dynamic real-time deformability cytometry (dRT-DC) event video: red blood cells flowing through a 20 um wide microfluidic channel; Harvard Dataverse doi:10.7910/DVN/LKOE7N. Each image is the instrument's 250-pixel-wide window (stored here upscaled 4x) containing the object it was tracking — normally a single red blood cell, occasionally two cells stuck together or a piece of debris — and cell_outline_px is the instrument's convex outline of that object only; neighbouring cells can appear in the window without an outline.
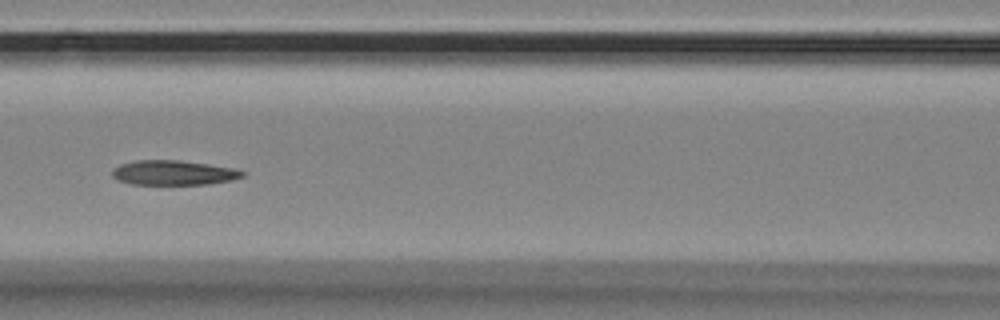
{"species": "Egyptian fruit bat (a non-hibernating species)", "species_latin": "Rousettus aegyptiacus", "temperature_condition": "room temperature", "stored_images_in_passage": 3, "camera_frame_rate_fps": 3000, "um_per_image_px": 0.085, "animal": {"sex": "female"}, "frame": {"image": 1, "passage_image": 3, "time_ms": 0.667, "image_size_px": [1000, 320], "cell_outline_px": [[244, 176], [232, 180], [208, 184], [128, 184], [116, 180], [112, 176], [112, 172], [120, 164], [136, 160], [180, 160], [208, 164], [232, 168], [244, 172]], "centroid_in_image_um": [14.72, 14.68], "position_along_channel_um": 151.9, "area_um2": 18.67}}